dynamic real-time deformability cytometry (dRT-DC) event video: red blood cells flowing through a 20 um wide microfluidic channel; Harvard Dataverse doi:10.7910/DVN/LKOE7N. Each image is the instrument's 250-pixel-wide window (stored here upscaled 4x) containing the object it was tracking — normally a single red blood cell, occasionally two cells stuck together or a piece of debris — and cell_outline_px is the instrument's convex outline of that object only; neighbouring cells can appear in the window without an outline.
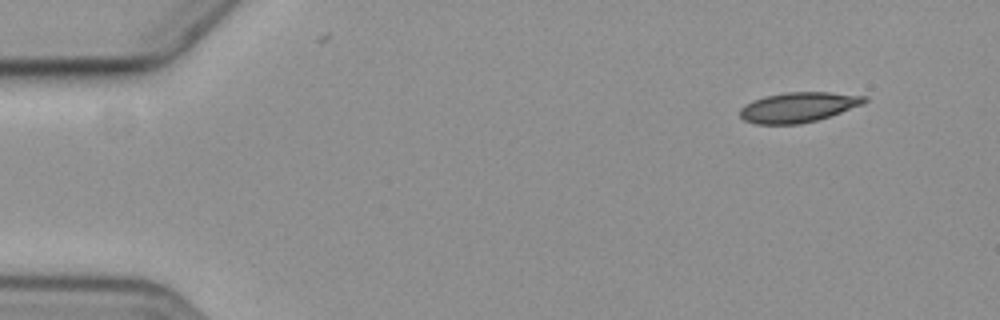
{"species": "common noctule bat (a hibernating species)", "species_latin": "Nyctalus noctula", "temperature_condition": "cold", "stored_images_in_passage": 3, "camera_frame_rate_fps": 3000, "um_per_image_px": 0.085, "animal": {"sex": "female", "body_mass_g": 19.3, "forearm_length_mm": 54.1}, "frame": {"image": 1, "passage_image": 1, "time_ms": 0.0, "image_size_px": [1000, 320], "cell_outline_px": [[868, 100], [864, 104], [816, 120], [800, 124], [756, 124], [744, 120], [740, 116], [740, 108], [744, 104], [752, 100], [764, 96], [784, 92], [828, 92], [868, 96]], "centroid_in_image_um": [67.83, 9.1], "position_along_channel_um": 17.2, "area_um2": 21.85}}